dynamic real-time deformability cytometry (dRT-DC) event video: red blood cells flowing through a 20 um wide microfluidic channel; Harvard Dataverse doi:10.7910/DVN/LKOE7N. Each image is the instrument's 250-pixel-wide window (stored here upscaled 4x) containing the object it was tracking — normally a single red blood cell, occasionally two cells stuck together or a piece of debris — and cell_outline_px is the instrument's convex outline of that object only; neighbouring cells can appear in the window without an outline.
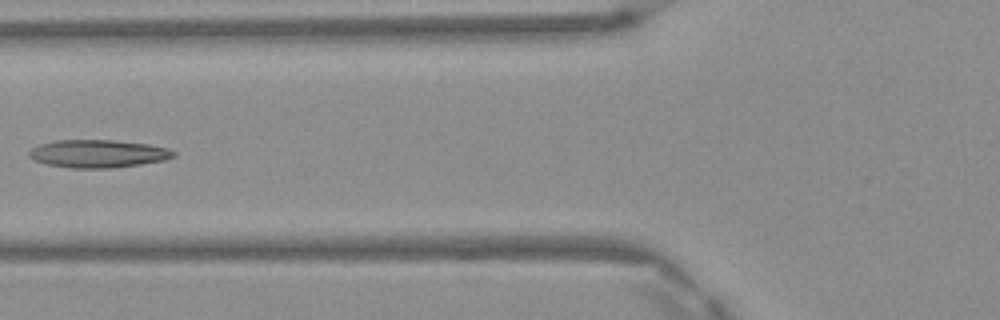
{"species": "Egyptian fruit bat (a non-hibernating species)", "species_latin": "Rousettus aegyptiacus", "temperature_condition": "warm", "stored_images_in_passage": 6, "camera_frame_rate_fps": 3000, "um_per_image_px": 0.085, "frame": {"image": 1, "passage_image": 5, "time_ms": 1.333, "image_size_px": [1000, 320], "cell_outline_px": [[176, 156], [164, 160], [140, 164], [112, 168], [72, 168], [48, 164], [32, 160], [28, 156], [28, 152], [36, 144], [56, 140], [112, 140], [148, 144], [168, 148], [176, 152]], "centroid_in_image_um": [8.3, 13.06], "position_along_channel_um": 117.5, "area_um2": 23.58}}
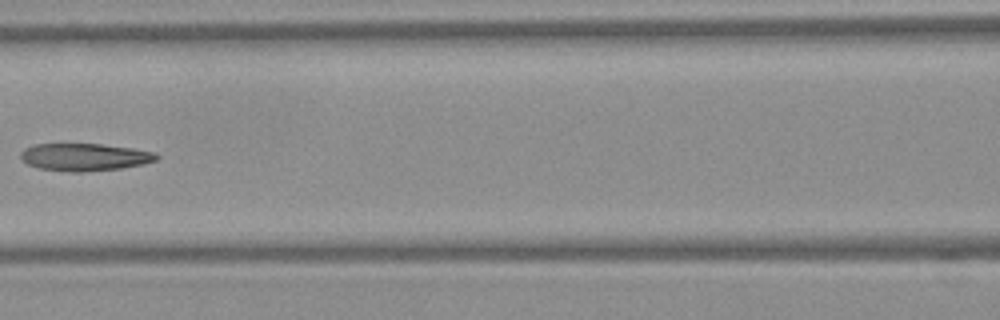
{"frame": {"image": 2, "passage_image": 6, "time_ms": 1.667, "image_size_px": [1000, 320], "cell_outline_px": [[160, 156], [156, 160], [144, 164], [120, 168], [80, 172], [68, 172], [36, 168], [20, 160], [20, 152], [24, 148], [32, 144], [100, 144], [132, 148], [156, 152]], "centroid_in_image_um": [7.15, 13.35], "position_along_channel_um": 159.4, "area_um2": 21.96}}